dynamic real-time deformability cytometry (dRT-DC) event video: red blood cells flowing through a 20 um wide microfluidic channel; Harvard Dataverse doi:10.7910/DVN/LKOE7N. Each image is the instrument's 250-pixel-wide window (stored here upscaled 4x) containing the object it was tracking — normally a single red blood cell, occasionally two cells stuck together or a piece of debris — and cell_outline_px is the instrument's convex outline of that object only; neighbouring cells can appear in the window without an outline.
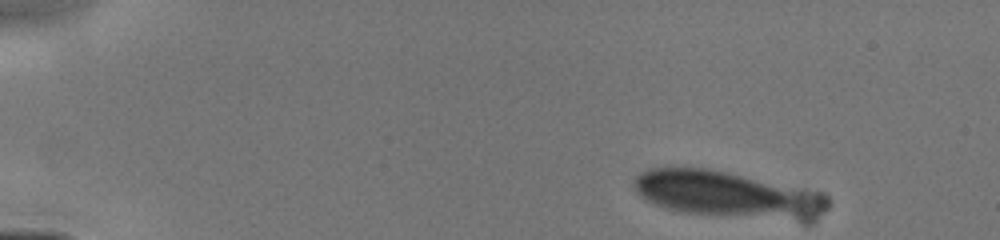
{"species": "human", "species_latin": "Homo sapiens", "temperature_condition": "cold", "stored_images_in_passage": 6, "camera_frame_rate_fps": 3000, "um_per_image_px": 0.085, "donor": {"sex": "male"}, "frame": {"image": 1, "passage_image": 1, "time_ms": 0.0, "image_size_px": [1000, 240], "cell_outline_px": [[828, 208], [812, 224], [804, 224], [680, 212], [664, 208], [644, 200], [636, 192], [632, 184], [632, 180], [640, 172], [648, 168], [664, 164], [668, 164], [708, 168], [824, 192], [828, 196]], "centroid_in_image_um": [61.89, 16.55], "position_along_channel_um": 23.1, "area_um2": 55.37}}